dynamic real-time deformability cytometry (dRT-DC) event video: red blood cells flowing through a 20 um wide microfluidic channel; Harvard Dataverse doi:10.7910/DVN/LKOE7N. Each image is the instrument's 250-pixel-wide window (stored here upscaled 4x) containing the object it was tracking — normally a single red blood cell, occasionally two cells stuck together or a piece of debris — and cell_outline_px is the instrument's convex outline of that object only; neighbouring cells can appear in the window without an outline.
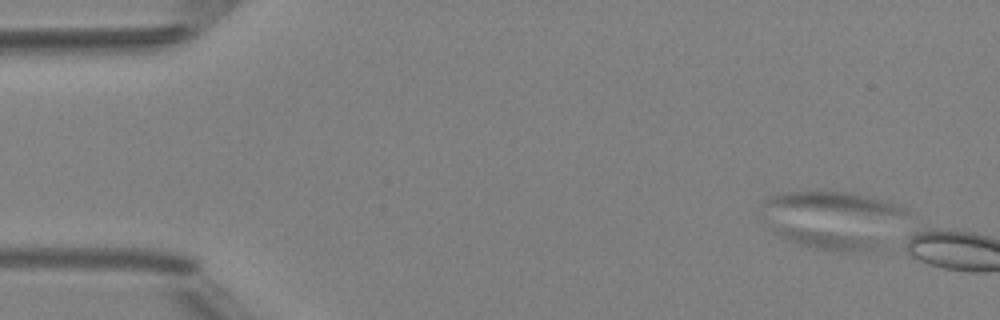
{"species": "Egyptian fruit bat (a non-hibernating species)", "species_latin": "Rousettus aegyptiacus", "temperature_condition": "room temperature", "stored_images_in_passage": 7, "camera_frame_rate_fps": 3000, "um_per_image_px": 0.085, "animal": {"sex": "female"}, "frame": {"image": 1, "passage_image": 2, "time_ms": 1.333, "image_size_px": [1000, 320], "cell_outline_px": [[884, 248], [864, 252], [844, 252], [816, 248], [800, 244], [788, 240], [772, 232], [776, 228], [800, 228], [852, 236], [872, 240], [880, 244]], "centroid_in_image_um": [70.36, 20.43], "position_along_channel_um": 14.6, "area_um2": 10.98}}